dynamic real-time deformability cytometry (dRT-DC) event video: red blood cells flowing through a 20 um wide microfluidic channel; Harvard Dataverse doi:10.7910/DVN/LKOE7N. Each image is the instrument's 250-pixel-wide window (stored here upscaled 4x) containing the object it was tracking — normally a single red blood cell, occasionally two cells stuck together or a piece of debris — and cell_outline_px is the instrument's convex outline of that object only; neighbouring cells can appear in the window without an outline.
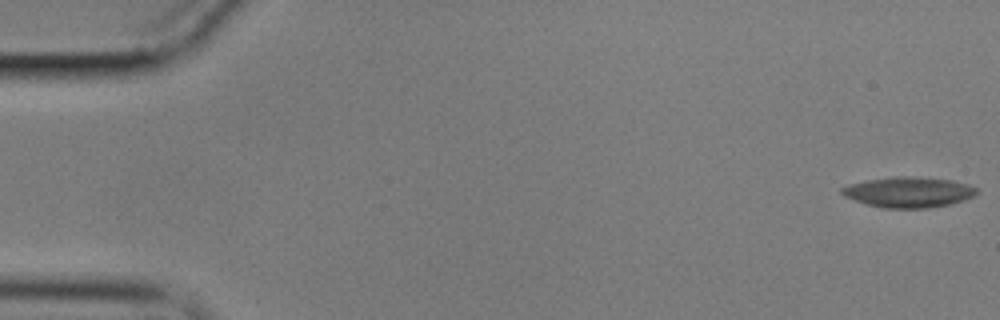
{"species": "common noctule bat (a hibernating species)", "species_latin": "Nyctalus noctula", "temperature_condition": "cold", "stored_images_in_passage": 60, "camera_frame_rate_fps": 3000, "um_per_image_px": 0.085, "animal": {"sex": "male", "body_mass_g": 17.9}, "frame": {"image": 1, "passage_image": 1, "time_ms": 0.0, "image_size_px": [1000, 320], "cell_outline_px": [[980, 192], [976, 196], [964, 200], [948, 204], [928, 208], [884, 208], [868, 204], [844, 196], [840, 192], [840, 188], [848, 184], [868, 180], [892, 176], [908, 176], [952, 180], [968, 184], [976, 188]], "centroid_in_image_um": [77.25, 16.32], "position_along_channel_um": 7.7, "area_um2": 23.99}}
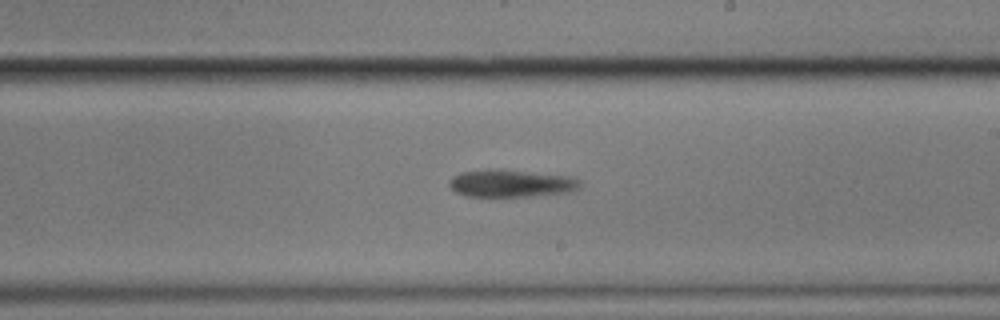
{"frame": {"image": 2, "passage_image": 35, "time_ms": 11.333, "image_size_px": [1000, 320], "cell_outline_px": [[580, 188], [568, 192], [532, 196], [468, 196], [456, 192], [448, 184], [448, 180], [452, 176], [460, 172], [496, 168], [500, 168], [572, 176], [580, 180]], "centroid_in_image_um": [43.44, 15.56], "position_along_channel_um": 245.6, "area_um2": 21.21}}
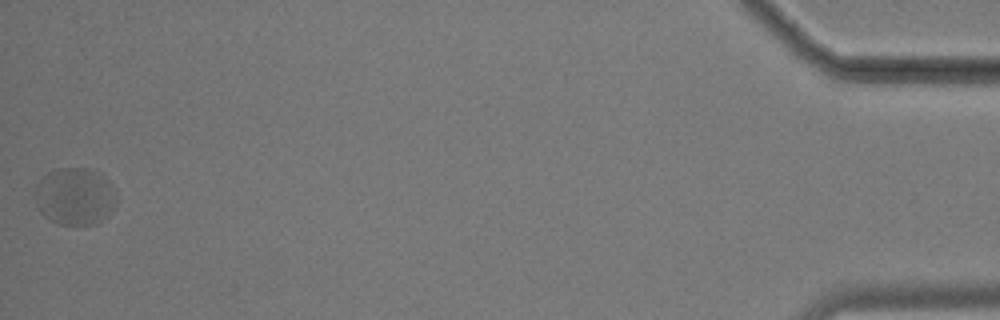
{"frame": {"image": 3, "passage_image": 60, "time_ms": 19.667, "image_size_px": [1000, 320], "cell_outline_px": [[116, 204], [108, 216], [96, 224], [56, 224], [48, 220], [40, 212], [36, 204], [32, 192], [36, 184], [48, 172], [60, 168], [84, 168], [100, 172], [108, 180], [116, 192]], "centroid_in_image_um": [6.35, 16.69], "position_along_channel_um": 428.9, "area_um2": 27.69}, "authors_computed_cell_mechanics": {"area_um2": 22.831, "velocity_mm_per_s": 3.3206, "shape_relaxation_time_tau1_ms": null, "shape_relaxation_time_tau2_ms": 1.6723, "deformation_change_tau1": null, "deformation_change_tau2": 0.0456}}